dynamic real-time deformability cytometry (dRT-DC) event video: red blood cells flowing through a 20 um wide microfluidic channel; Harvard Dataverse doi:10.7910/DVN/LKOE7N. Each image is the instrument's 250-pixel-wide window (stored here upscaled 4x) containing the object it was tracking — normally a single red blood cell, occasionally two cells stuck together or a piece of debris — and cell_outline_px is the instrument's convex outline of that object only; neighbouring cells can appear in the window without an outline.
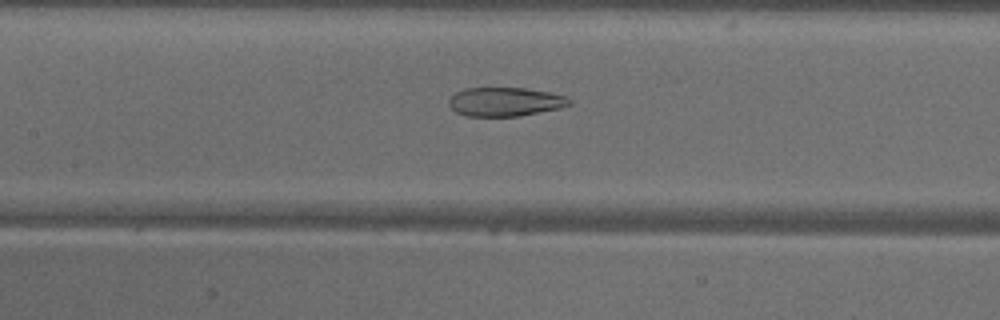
{"species": "common noctule bat (a hibernating species)", "species_latin": "Nyctalus noctula", "temperature_condition": "warm", "stored_images_in_passage": 48, "camera_frame_rate_fps": 3000, "um_per_image_px": 0.085, "animal": {"sex": "male", "body_mass_g": 18.8}, "frame": {"image": 1, "passage_image": 21, "time_ms": 6.667, "image_size_px": [1000, 320], "cell_outline_px": [[572, 104], [560, 108], [520, 116], [468, 116], [456, 112], [448, 104], [448, 100], [456, 92], [464, 88], [524, 88], [548, 92], [568, 96], [572, 100]], "centroid_in_image_um": [42.96, 8.65], "position_along_channel_um": 164.4, "area_um2": 20.35}}
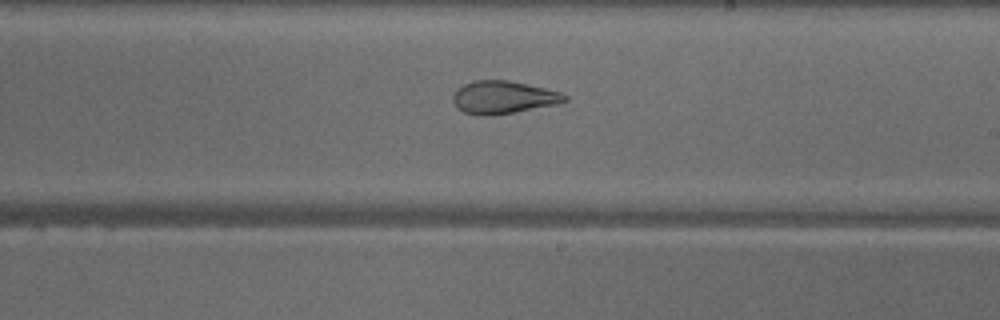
{"frame": {"image": 2, "passage_image": 27, "time_ms": 8.667, "image_size_px": [1000, 320], "cell_outline_px": [[568, 100], [556, 104], [492, 116], [480, 116], [464, 112], [452, 100], [452, 96], [456, 88], [472, 80], [508, 80], [544, 88], [560, 92], [568, 96]], "centroid_in_image_um": [42.75, 8.27], "position_along_channel_um": 246.3, "area_um2": 21.27}}
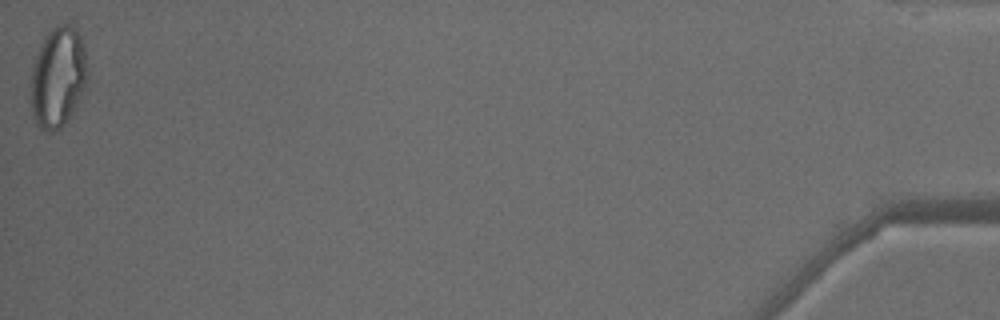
{"frame": {"image": 3, "passage_image": 48, "time_ms": 15.667, "image_size_px": [1000, 320], "cell_outline_px": [[88, 88], [72, 112], [60, 128], [52, 132], [44, 132], [40, 128], [32, 112], [32, 68], [40, 44], [44, 36], [56, 24], [72, 24], [76, 28], [84, 44], [88, 68]], "centroid_in_image_um": [4.98, 6.52], "position_along_channel_um": 430.2, "area_um2": 33.58}, "authors_computed_cell_mechanics": {"area_um2": 26.3857, "velocity_mm_per_s": 4.104, "shape_relaxation_time_tau1_ms": null, "shape_relaxation_time_tau2_ms": 1.2835, "deformation_change_tau1": null, "deformation_change_tau2": 0.0847}}